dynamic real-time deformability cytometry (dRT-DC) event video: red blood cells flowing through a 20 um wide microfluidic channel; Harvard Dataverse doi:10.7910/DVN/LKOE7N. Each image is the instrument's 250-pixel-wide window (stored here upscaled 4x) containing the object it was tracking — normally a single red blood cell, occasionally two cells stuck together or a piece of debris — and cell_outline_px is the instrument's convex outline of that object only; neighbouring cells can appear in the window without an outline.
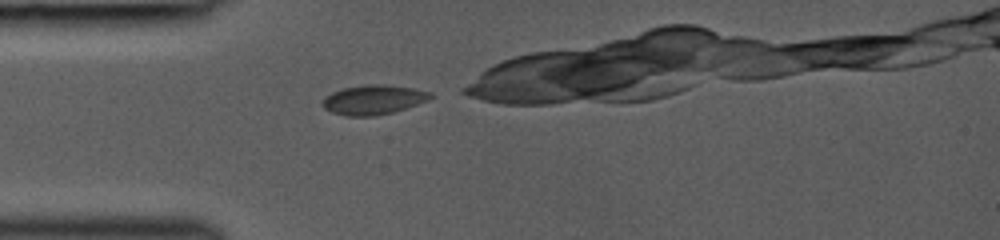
{"species": "common noctule bat (a hibernating species)", "species_latin": "Nyctalus noctula", "temperature_condition": "room temperature", "stored_images_in_passage": 27, "camera_frame_rate_fps": 3000, "um_per_image_px": 0.085, "animal": {"sex": "female", "body_mass_g": 19.0, "forearm_length_mm": 53.3}, "frame": {"image": 1, "passage_image": 1, "time_ms": 0.0, "image_size_px": [1000, 240], "cell_outline_px": [[436, 96], [428, 100], [392, 112], [376, 116], [344, 116], [332, 112], [324, 108], [320, 104], [320, 100], [324, 96], [340, 88], [364, 84], [384, 84], [412, 88], [432, 92]], "centroid_in_image_um": [31.69, 8.46], "position_along_channel_um": 53.3, "area_um2": 18.9}}
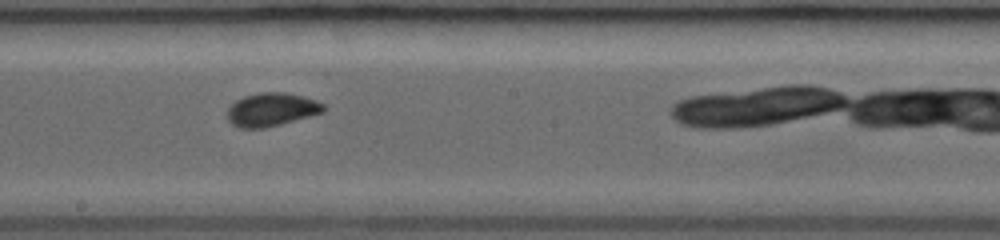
{"frame": {"image": 2, "passage_image": 13, "time_ms": 4.0, "image_size_px": [1000, 240], "cell_outline_px": [[328, 108], [324, 112], [280, 124], [264, 128], [240, 128], [232, 124], [228, 120], [228, 108], [236, 100], [244, 96], [260, 92], [284, 92], [316, 100], [324, 104]], "centroid_in_image_um": [23.09, 9.31], "position_along_channel_um": 225.1, "area_um2": 18.61}}
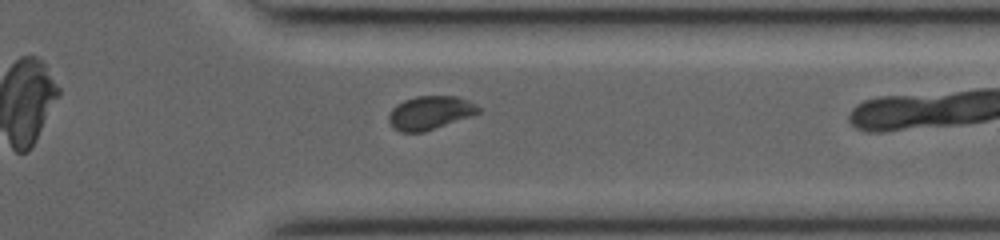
{"frame": {"image": 3, "passage_image": 23, "time_ms": 7.333, "image_size_px": [1000, 240], "cell_outline_px": [[480, 112], [472, 116], [424, 132], [400, 132], [392, 128], [388, 120], [388, 116], [392, 108], [396, 104], [404, 100], [416, 96], [456, 96], [468, 100], [476, 104], [480, 108]], "centroid_in_image_um": [36.54, 9.59], "position_along_channel_um": 374.9, "area_um2": 17.69}}